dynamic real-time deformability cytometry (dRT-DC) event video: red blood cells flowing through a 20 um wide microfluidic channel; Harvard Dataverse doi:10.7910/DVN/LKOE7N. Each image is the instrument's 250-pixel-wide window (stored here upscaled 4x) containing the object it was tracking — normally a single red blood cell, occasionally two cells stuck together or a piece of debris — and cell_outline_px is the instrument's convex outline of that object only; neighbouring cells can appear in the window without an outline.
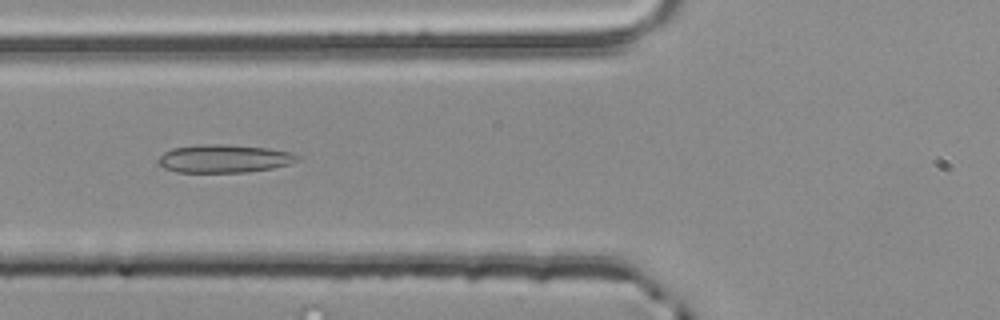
{"species": "common noctule bat (a hibernating species)", "species_latin": "Nyctalus noctula", "temperature_condition": "room temperature", "stored_images_in_passage": 40, "camera_frame_rate_fps": 3000, "um_per_image_px": 0.085, "animal": {"sex": "male", "body_mass_g": 20.4}, "frame": {"image": 1, "passage_image": 7, "time_ms": 2.0, "image_size_px": [1000, 320], "cell_outline_px": [[304, 156], [288, 164], [272, 168], [248, 172], [176, 172], [164, 168], [156, 160], [164, 152], [172, 148], [200, 144], [220, 144], [268, 148], [292, 152]], "centroid_in_image_um": [19.05, 13.48], "position_along_channel_um": 106.7, "area_um2": 22.83}}
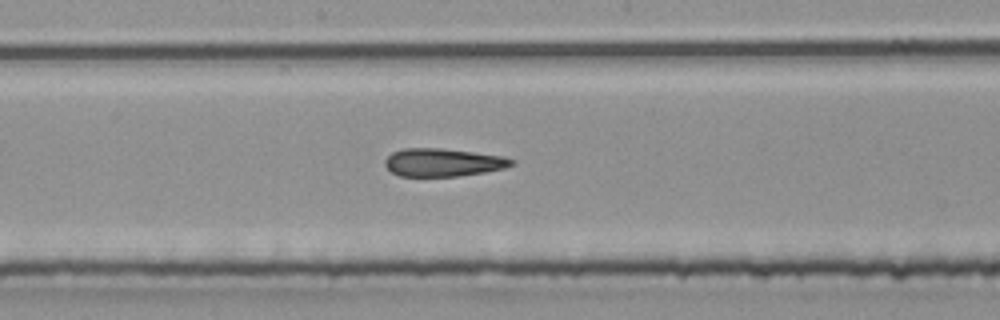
{"frame": {"image": 2, "passage_image": 15, "time_ms": 4.667, "image_size_px": [1000, 320], "cell_outline_px": [[516, 164], [504, 168], [484, 172], [456, 176], [400, 176], [392, 172], [384, 164], [384, 160], [392, 152], [404, 148], [440, 148], [504, 156], [516, 160]], "centroid_in_image_um": [37.67, 13.8], "position_along_channel_um": 210.5, "area_um2": 20.63}}
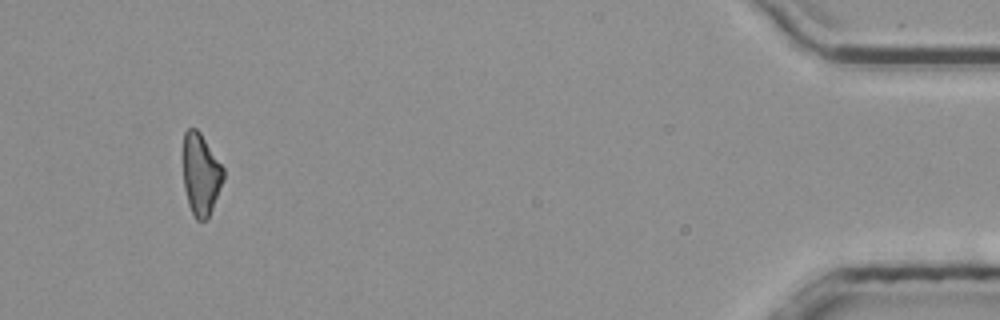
{"frame": {"image": 3, "passage_image": 37, "time_ms": 12.0, "image_size_px": [1000, 320], "cell_outline_px": [[224, 180], [212, 208], [208, 216], [204, 220], [196, 220], [188, 204], [184, 188], [180, 152], [184, 132], [188, 128], [196, 128], [200, 132], [224, 168]], "centroid_in_image_um": [17.01, 14.75], "position_along_channel_um": 418.2, "area_um2": 19.77}, "authors_computed_cell_mechanics": {"area_um2": 20.8369, "velocity_mm_per_s": 3.8758, "shape_relaxation_time_tau1_ms": null, "shape_relaxation_time_tau2_ms": 3.6539, "deformation_change_tau1": null, "deformation_change_tau2": 0.1533}}